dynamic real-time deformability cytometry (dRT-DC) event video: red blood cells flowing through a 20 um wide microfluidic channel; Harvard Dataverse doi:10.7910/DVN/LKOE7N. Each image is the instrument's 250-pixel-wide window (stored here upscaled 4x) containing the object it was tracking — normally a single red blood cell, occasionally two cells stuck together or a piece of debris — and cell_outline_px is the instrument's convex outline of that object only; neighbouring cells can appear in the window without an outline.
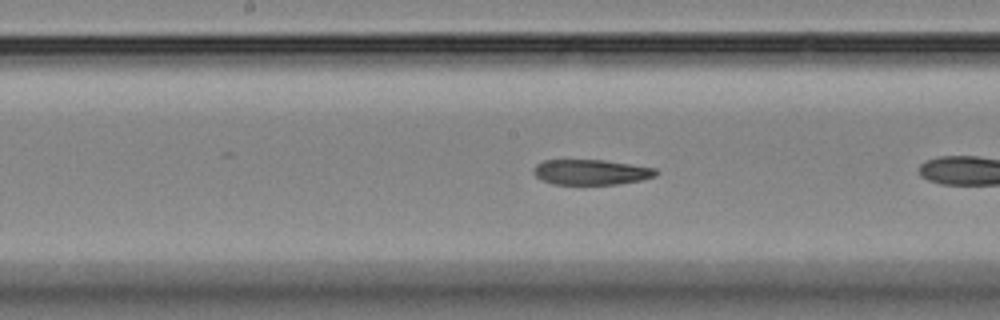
{"species": "Egyptian fruit bat (a non-hibernating species)", "species_latin": "Rousettus aegyptiacus", "temperature_condition": "room temperature", "stored_images_in_passage": 27, "camera_frame_rate_fps": 3000, "um_per_image_px": 0.085, "animal": {"sex": "female"}, "frame": {"image": 1, "passage_image": 12, "time_ms": 3.667, "image_size_px": [1000, 320], "cell_outline_px": [[660, 172], [656, 176], [640, 180], [616, 184], [552, 184], [536, 176], [532, 172], [532, 168], [536, 164], [544, 160], [604, 160], [656, 168]], "centroid_in_image_um": [50.24, 14.62], "position_along_channel_um": 198.0, "area_um2": 18.03}}